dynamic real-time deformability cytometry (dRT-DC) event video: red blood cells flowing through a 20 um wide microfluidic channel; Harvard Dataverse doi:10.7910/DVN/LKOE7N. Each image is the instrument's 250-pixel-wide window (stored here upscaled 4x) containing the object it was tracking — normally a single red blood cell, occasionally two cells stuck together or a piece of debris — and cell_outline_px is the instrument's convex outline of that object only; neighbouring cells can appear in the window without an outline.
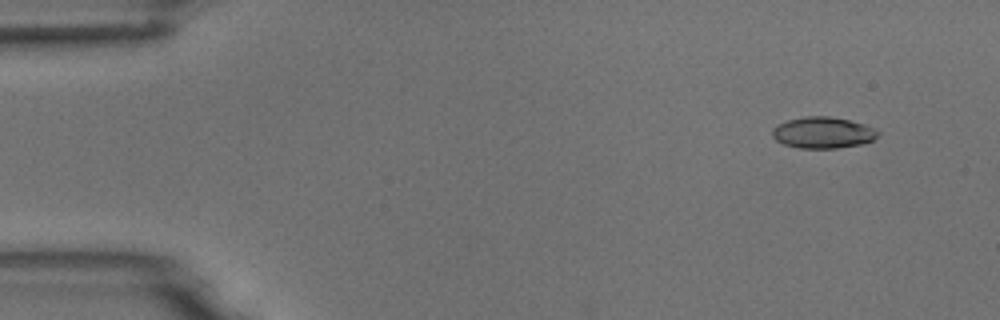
{"species": "common noctule bat (a hibernating species)", "species_latin": "Nyctalus noctula", "temperature_condition": "room temperature", "stored_images_in_passage": 5, "camera_frame_rate_fps": 3000, "um_per_image_px": 0.085, "animal": {"sex": "male", "body_mass_g": 18.8}, "frame": {"image": 1, "passage_image": 2, "time_ms": 1.0, "image_size_px": [1000, 320], "cell_outline_px": [[880, 132], [872, 140], [860, 144], [836, 148], [800, 148], [784, 144], [776, 140], [772, 136], [772, 128], [776, 124], [788, 120], [804, 116], [828, 116], [848, 120], [864, 124], [876, 128]], "centroid_in_image_um": [69.92, 11.26], "position_along_channel_um": 15.1, "area_um2": 19.25}}
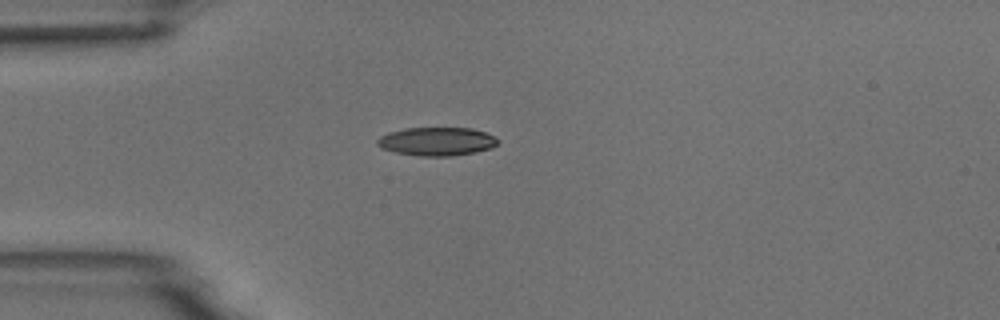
{"frame": {"image": 2, "passage_image": 5, "time_ms": 4.333, "image_size_px": [1000, 320], "cell_outline_px": [[500, 140], [492, 148], [476, 152], [452, 156], [420, 156], [396, 152], [380, 148], [376, 144], [376, 140], [380, 136], [388, 132], [404, 128], [472, 128], [484, 132]], "centroid_in_image_um": [37.1, 12.02], "position_along_channel_um": 47.9, "area_um2": 20.06}}